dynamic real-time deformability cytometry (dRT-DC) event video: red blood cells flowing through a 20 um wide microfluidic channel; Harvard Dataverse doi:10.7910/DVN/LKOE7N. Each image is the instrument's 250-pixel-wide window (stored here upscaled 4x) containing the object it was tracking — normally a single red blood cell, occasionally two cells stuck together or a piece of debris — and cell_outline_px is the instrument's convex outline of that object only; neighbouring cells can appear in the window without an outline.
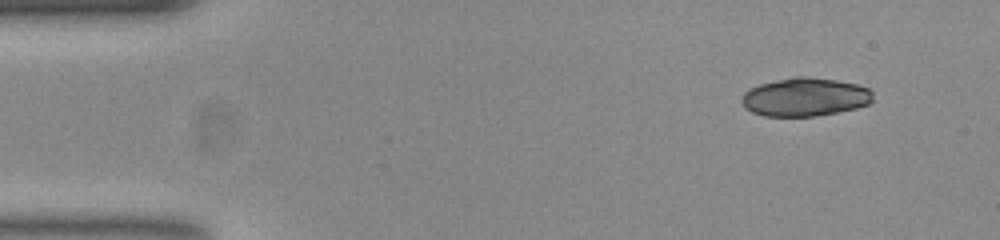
{"species": "common noctule bat (a hibernating species)", "species_latin": "Nyctalus noctula", "temperature_condition": "room temperature", "stored_images_in_passage": 49, "camera_frame_rate_fps": 3000, "um_per_image_px": 0.085, "animal": {"sex": "female", "body_mass_g": 23.0, "forearm_length_mm": 53.4}, "frame": {"image": 1, "passage_image": 1, "time_ms": 0.0, "image_size_px": [1000, 240], "cell_outline_px": [[872, 100], [868, 104], [856, 108], [836, 112], [812, 116], [764, 116], [752, 112], [744, 108], [740, 100], [744, 92], [760, 84], [776, 80], [796, 76], [808, 76], [836, 80], [856, 84], [868, 88], [872, 92]], "centroid_in_image_um": [68.4, 8.24], "position_along_channel_um": 16.6, "area_um2": 29.3}}